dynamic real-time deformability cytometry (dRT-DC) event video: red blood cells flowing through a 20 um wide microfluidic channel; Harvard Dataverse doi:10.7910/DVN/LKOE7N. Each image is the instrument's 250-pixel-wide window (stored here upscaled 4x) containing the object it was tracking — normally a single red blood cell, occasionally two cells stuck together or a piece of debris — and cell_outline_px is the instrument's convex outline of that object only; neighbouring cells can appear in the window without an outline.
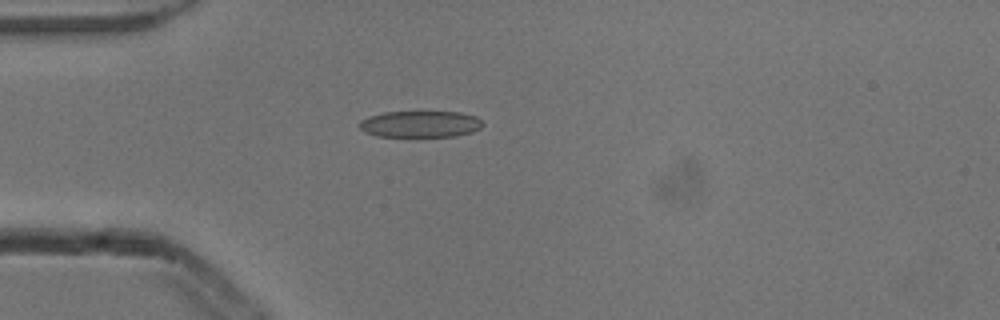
{"species": "common noctule bat (a hibernating species)", "species_latin": "Nyctalus noctula", "temperature_condition": "cold", "stored_images_in_passage": 5, "camera_frame_rate_fps": 3000, "um_per_image_px": 0.085, "animal": {"sex": "male", "body_mass_g": 13.3}, "frame": {"image": 1, "passage_image": 4, "time_ms": 1.0, "image_size_px": [1000, 320], "cell_outline_px": [[484, 124], [480, 128], [472, 132], [452, 136], [416, 140], [376, 136], [364, 132], [360, 128], [360, 120], [368, 116], [384, 112], [460, 112], [476, 116]], "centroid_in_image_um": [35.68, 10.6], "position_along_channel_um": 49.3, "area_um2": 20.06}}